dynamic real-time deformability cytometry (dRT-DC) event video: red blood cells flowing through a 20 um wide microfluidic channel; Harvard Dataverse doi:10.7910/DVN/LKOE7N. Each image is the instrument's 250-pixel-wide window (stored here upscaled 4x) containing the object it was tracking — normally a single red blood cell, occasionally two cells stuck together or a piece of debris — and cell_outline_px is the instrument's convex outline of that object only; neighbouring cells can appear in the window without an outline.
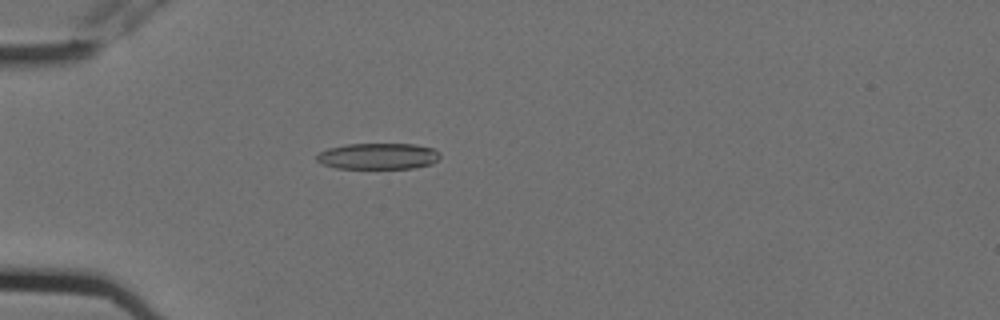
{"species": "Egyptian fruit bat (a non-hibernating species)", "species_latin": "Rousettus aegyptiacus", "temperature_condition": "cold", "stored_images_in_passage": 6, "camera_frame_rate_fps": 3000, "um_per_image_px": 0.085, "animal": {"sex": "female"}, "frame": {"image": 1, "passage_image": 5, "time_ms": 1.333, "image_size_px": [1000, 320], "cell_outline_px": [[440, 156], [432, 164], [412, 168], [336, 168], [324, 164], [316, 160], [316, 156], [320, 152], [328, 148], [348, 144], [416, 144], [432, 148], [440, 152]], "centroid_in_image_um": [32.15, 13.27], "position_along_channel_um": 52.8, "area_um2": 18.73}}